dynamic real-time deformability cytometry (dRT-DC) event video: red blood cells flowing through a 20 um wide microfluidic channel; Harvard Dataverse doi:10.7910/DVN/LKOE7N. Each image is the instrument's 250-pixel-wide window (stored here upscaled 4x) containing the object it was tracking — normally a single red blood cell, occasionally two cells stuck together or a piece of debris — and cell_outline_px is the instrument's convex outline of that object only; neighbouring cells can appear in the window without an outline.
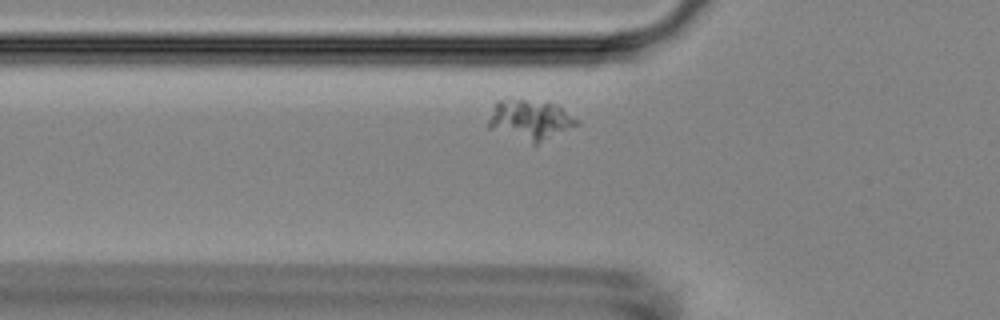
{"species": "Egyptian fruit bat (a non-hibernating species)", "species_latin": "Rousettus aegyptiacus", "temperature_condition": "room temperature", "stored_images_in_passage": 41, "camera_frame_rate_fps": 3000, "um_per_image_px": 0.085, "animal": {"sex": "female"}, "frame": {"image": 1, "passage_image": 4, "time_ms": 1.0, "image_size_px": [1000, 320], "cell_outline_px": [[580, 124], [536, 144], [532, 144], [488, 128], [488, 120], [496, 100], [524, 100], [556, 104], [580, 120]], "centroid_in_image_um": [45.07, 10.2], "position_along_channel_um": 80.7, "area_um2": 20.4}}
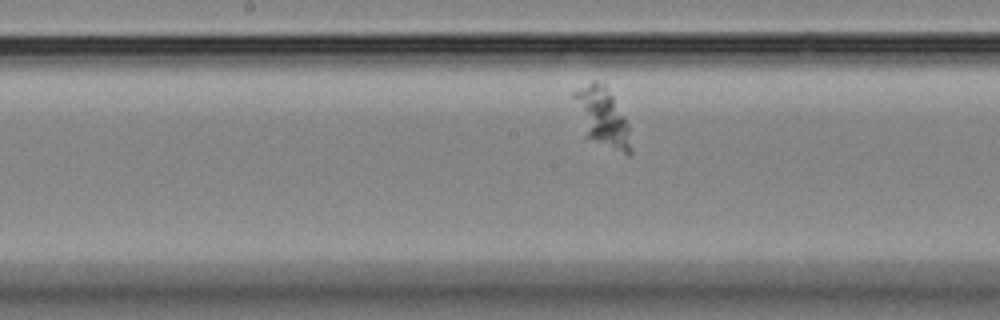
{"frame": {"image": 2, "passage_image": 14, "time_ms": 4.333, "image_size_px": [1000, 320], "cell_outline_px": [[632, 156], [628, 156], [584, 136], [572, 96], [572, 92], [592, 80], [596, 80], [604, 84], [612, 96], [624, 116], [628, 124], [632, 152]], "centroid_in_image_um": [51.17, 9.97], "position_along_channel_um": 197.0, "area_um2": 19.65}}
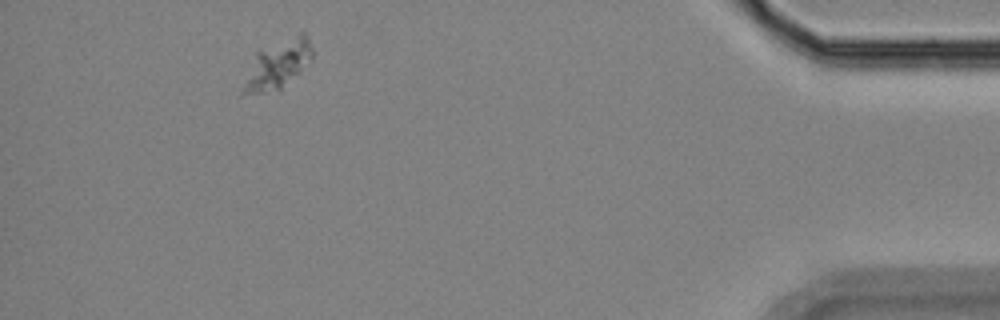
{"frame": {"image": 3, "passage_image": 37, "time_ms": 12.0, "image_size_px": [1000, 320], "cell_outline_px": [[312, 60], [280, 92], [240, 96], [240, 92], [256, 52], [300, 32], [304, 32], [312, 48]], "centroid_in_image_um": [23.59, 5.57], "position_along_channel_um": 411.6, "area_um2": 19.83}}